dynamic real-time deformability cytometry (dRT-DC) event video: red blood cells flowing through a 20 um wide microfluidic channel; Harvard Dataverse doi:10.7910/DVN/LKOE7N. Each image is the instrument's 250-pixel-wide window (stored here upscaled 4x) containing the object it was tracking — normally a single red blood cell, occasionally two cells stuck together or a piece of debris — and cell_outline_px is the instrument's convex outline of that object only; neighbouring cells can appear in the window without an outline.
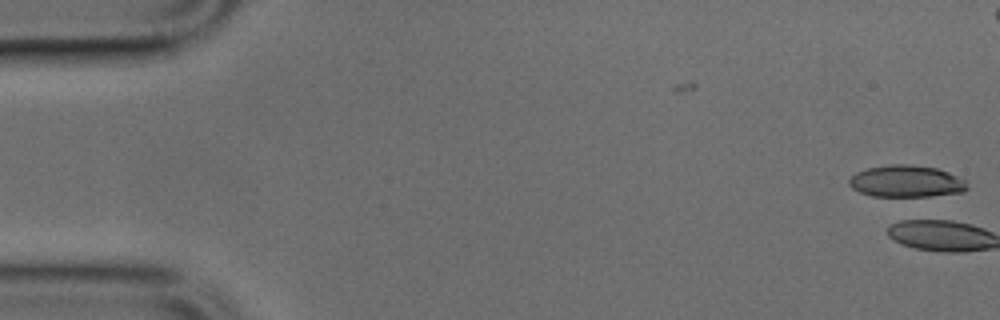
{"species": "common noctule bat (a hibernating species)", "species_latin": "Nyctalus noctula", "temperature_condition": "cold", "stored_images_in_passage": 5, "camera_frame_rate_fps": 3000, "um_per_image_px": 0.085, "animal": {"sex": "male", "body_mass_g": 17.9, "forearm_length_mm": 54.2}, "frame": {"image": 1, "passage_image": 5, "time_ms": 1.333, "image_size_px": [1000, 320], "cell_outline_px": [[968, 188], [964, 192], [932, 196], [872, 196], [860, 192], [852, 188], [848, 184], [848, 180], [856, 172], [868, 168], [888, 164], [908, 164], [936, 168], [948, 172], [964, 180]], "centroid_in_image_um": [77.02, 15.41], "position_along_channel_um": 8.0, "area_um2": 21.91}}